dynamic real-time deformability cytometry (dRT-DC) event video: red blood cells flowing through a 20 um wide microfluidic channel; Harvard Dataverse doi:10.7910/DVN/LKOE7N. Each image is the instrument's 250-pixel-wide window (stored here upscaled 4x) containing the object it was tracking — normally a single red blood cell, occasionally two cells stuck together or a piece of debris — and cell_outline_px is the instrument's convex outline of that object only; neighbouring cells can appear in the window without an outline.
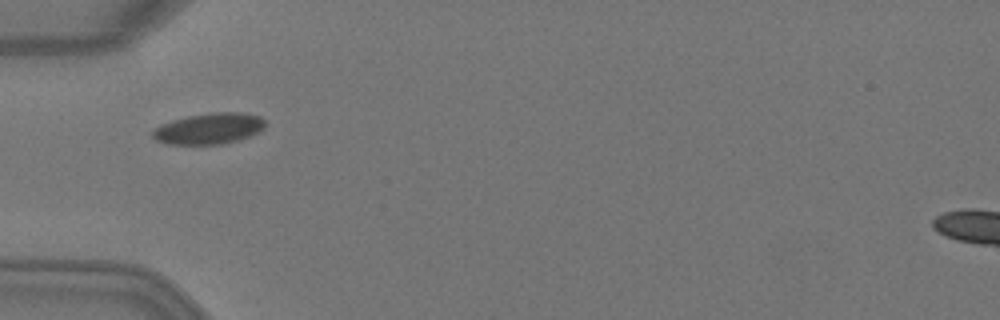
{"species": "Egyptian fruit bat (a non-hibernating species)", "species_latin": "Rousettus aegyptiacus", "temperature_condition": "warm", "stored_images_in_passage": 4, "camera_frame_rate_fps": 3000, "um_per_image_px": 0.085, "animal": {"sex": "female"}, "frame": {"image": 1, "passage_image": 3, "time_ms": 0.667, "image_size_px": [1000, 320], "cell_outline_px": [[264, 128], [248, 136], [236, 140], [220, 144], [164, 144], [156, 140], [152, 136], [152, 128], [160, 124], [172, 120], [188, 116], [212, 112], [240, 112], [260, 116], [264, 120]], "centroid_in_image_um": [17.7, 10.92], "position_along_channel_um": 67.3, "area_um2": 20.29}}
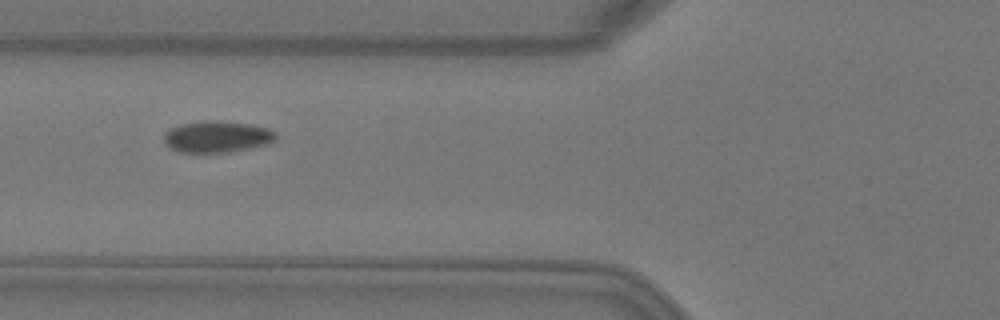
{"frame": {"image": 2, "passage_image": 4, "time_ms": 1.0, "image_size_px": [1000, 320], "cell_outline_px": [[276, 140], [268, 144], [228, 152], [180, 152], [168, 148], [164, 144], [164, 132], [168, 128], [180, 124], [204, 120], [216, 120], [252, 124], [268, 128], [276, 132]], "centroid_in_image_um": [18.41, 11.61], "position_along_channel_um": 107.4, "area_um2": 20.87}}